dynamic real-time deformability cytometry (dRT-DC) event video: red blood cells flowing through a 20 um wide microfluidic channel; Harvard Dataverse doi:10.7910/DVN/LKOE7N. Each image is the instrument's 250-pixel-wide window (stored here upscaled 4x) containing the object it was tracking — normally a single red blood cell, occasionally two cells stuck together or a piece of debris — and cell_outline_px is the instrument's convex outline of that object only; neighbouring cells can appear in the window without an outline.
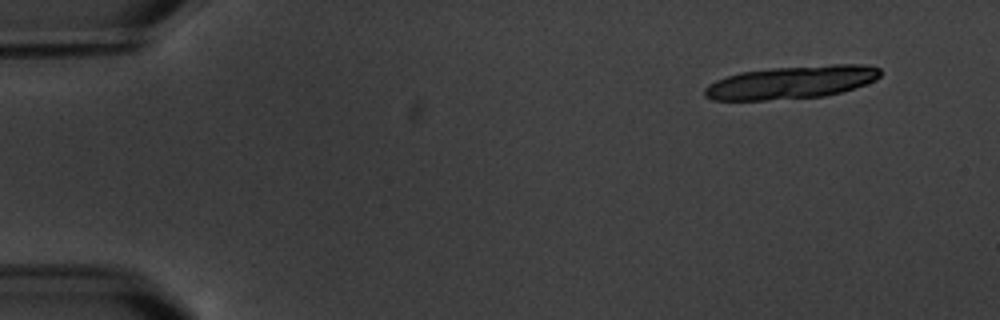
{"species": "common noctule bat (a hibernating species)", "species_latin": "Nyctalus noctula", "temperature_condition": "warm", "stored_images_in_passage": 8, "segment_of_instrument_passage": [1, 2], "camera_frame_rate_fps": 3000, "um_per_image_px": 0.085, "animal": {"sex": "male", "body_mass_g": 20.1, "forearm_length_mm": 53.5}, "frame": {"image": 1, "passage_image": 1, "time_ms": 0.0, "image_size_px": [1000, 320], "cell_outline_px": [[880, 76], [876, 80], [840, 92], [824, 96], [764, 100], [712, 100], [704, 96], [704, 88], [708, 84], [716, 80], [740, 72], [772, 68], [832, 64], [860, 64], [880, 68]], "centroid_in_image_um": [67.24, 6.99], "position_along_channel_um": 17.8, "area_um2": 33.52}}